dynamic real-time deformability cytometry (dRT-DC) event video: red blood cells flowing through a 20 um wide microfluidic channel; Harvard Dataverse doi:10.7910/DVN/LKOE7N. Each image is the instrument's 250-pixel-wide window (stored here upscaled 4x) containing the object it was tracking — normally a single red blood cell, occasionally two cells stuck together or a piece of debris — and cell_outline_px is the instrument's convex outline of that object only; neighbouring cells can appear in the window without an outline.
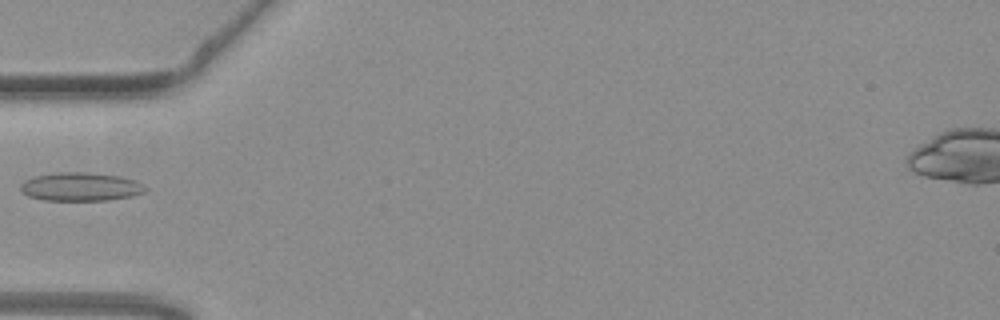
{"species": "common noctule bat (a hibernating species)", "species_latin": "Nyctalus noctula", "temperature_condition": "warm", "stored_images_in_passage": 15, "camera_frame_rate_fps": 3000, "um_per_image_px": 0.085, "animal": {"sex": "female", "body_mass_g": 19.3, "forearm_length_mm": 54.1}, "frame": {"image": 1, "passage_image": 1, "time_ms": 0.0, "image_size_px": [1000, 320], "cell_outline_px": [[148, 188], [144, 192], [132, 196], [108, 200], [44, 200], [28, 196], [20, 188], [20, 184], [24, 180], [32, 176], [56, 172], [84, 172], [120, 176], [136, 180], [144, 184]], "centroid_in_image_um": [6.86, 15.86], "position_along_channel_um": 78.1, "area_um2": 20.87}}
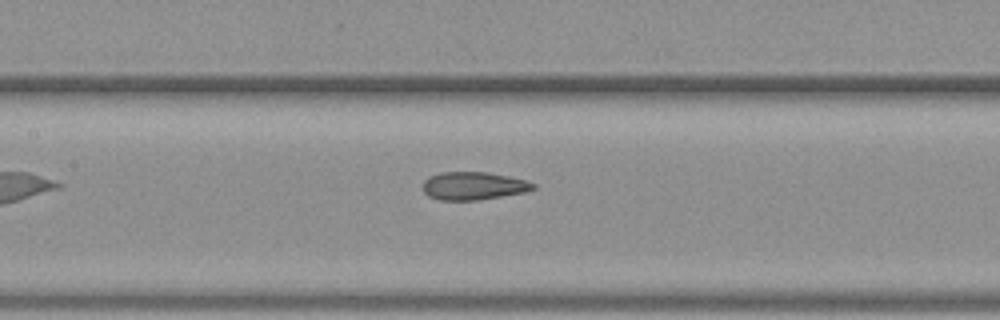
{"frame": {"image": 2, "passage_image": 8, "time_ms": 2.333, "image_size_px": [1000, 320], "cell_outline_px": [[536, 188], [524, 192], [476, 200], [440, 200], [428, 196], [424, 192], [424, 180], [428, 176], [440, 172], [488, 172], [512, 176], [536, 184]], "centroid_in_image_um": [40.24, 15.78], "position_along_channel_um": 167.2, "area_um2": 17.98}}
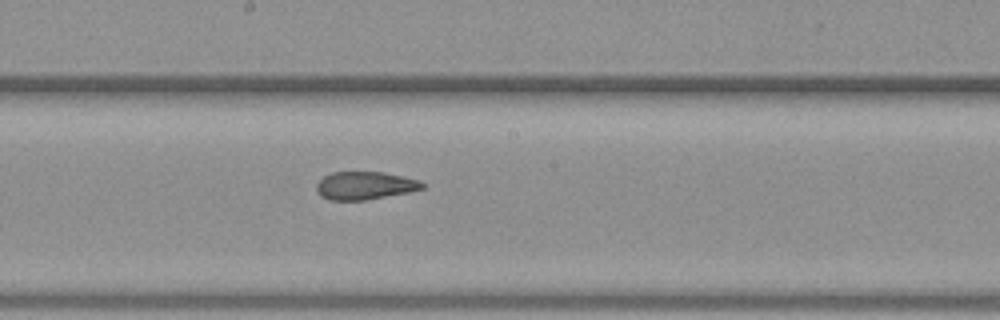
{"frame": {"image": 3, "passage_image": 12, "time_ms": 3.667, "image_size_px": [1000, 320], "cell_outline_px": [[424, 188], [408, 192], [364, 200], [328, 200], [320, 196], [316, 188], [316, 184], [324, 176], [332, 172], [384, 172], [420, 180], [424, 184]], "centroid_in_image_um": [30.99, 15.77], "position_along_channel_um": 217.2, "area_um2": 17.17}}